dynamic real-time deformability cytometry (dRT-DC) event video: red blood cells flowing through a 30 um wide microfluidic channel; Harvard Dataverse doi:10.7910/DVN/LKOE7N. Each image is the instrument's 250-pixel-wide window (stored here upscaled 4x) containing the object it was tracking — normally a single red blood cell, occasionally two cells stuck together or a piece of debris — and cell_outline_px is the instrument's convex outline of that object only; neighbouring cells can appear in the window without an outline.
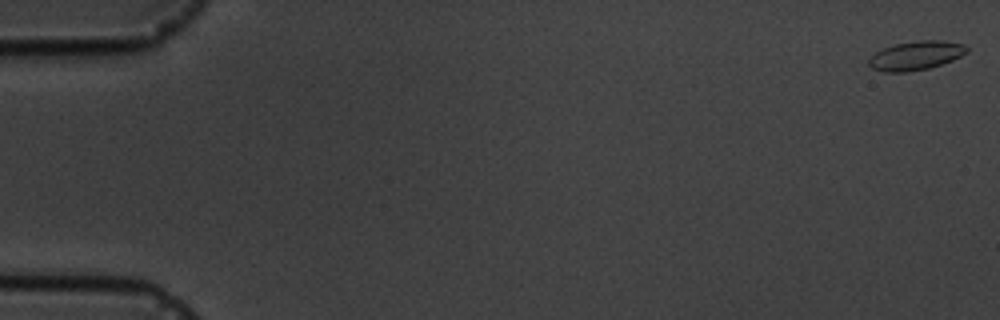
{"species": "common noctule bat (a hibernating species)", "species_latin": "Nyctalus noctula", "temperature_condition": "cold", "stored_images_in_passage": 5, "camera_frame_rate_fps": 3000, "um_per_image_px": 0.085, "animal": {"sex": "male", "body_mass_g": 19.5, "forearm_length_mm": 54.6}, "frame": {"image": 1, "passage_image": 1, "time_ms": 0.0, "image_size_px": [1000, 320], "cell_outline_px": [[968, 52], [952, 60], [928, 68], [908, 72], [884, 72], [872, 68], [868, 64], [868, 60], [876, 52], [884, 48], [896, 44], [920, 40], [940, 40], [964, 44], [968, 48]], "centroid_in_image_um": [77.85, 4.72], "position_along_channel_um": 7.1, "area_um2": 16.36}}
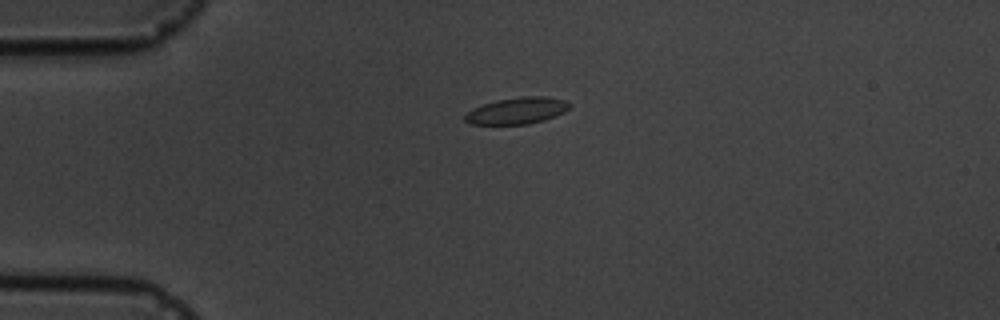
{"frame": {"image": 2, "passage_image": 4, "time_ms": 4.333, "image_size_px": [1000, 320], "cell_outline_px": [[572, 104], [564, 112], [556, 116], [544, 120], [528, 124], [468, 124], [464, 120], [464, 116], [472, 108], [496, 100], [524, 96], [548, 96], [564, 100]], "centroid_in_image_um": [43.95, 9.41], "position_along_channel_um": 41.0, "area_um2": 16.24}}